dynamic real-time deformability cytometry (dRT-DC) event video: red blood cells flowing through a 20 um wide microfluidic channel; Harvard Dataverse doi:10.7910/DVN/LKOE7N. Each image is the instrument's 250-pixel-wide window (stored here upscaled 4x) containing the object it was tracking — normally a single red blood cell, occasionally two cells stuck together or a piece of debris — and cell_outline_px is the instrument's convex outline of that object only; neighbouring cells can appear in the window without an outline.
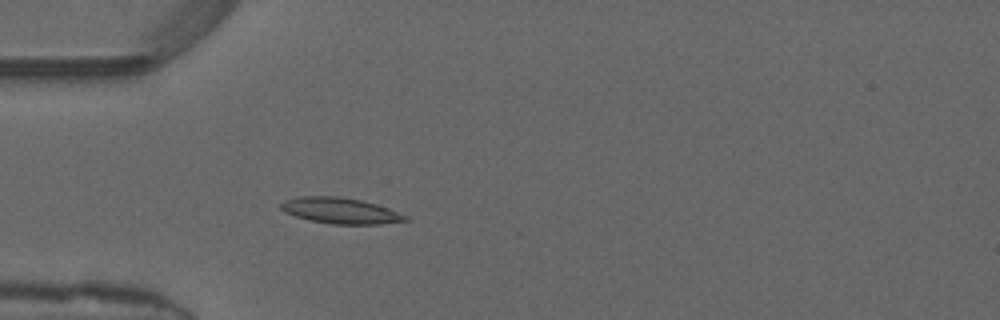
{"species": "common noctule bat (a hibernating species)", "species_latin": "Nyctalus noctula", "temperature_condition": "warm", "stored_images_in_passage": 24, "camera_frame_rate_fps": 3000, "um_per_image_px": 0.085, "animal": {"sex": "male", "forearm_length_mm": 52.5}, "frame": {"image": 1, "passage_image": 15, "time_ms": 4.667, "image_size_px": [1000, 320], "cell_outline_px": [[412, 220], [380, 224], [332, 224], [308, 220], [284, 212], [280, 208], [280, 204], [284, 200], [300, 196], [340, 196], [360, 200], [376, 204], [388, 208], [408, 216]], "centroid_in_image_um": [28.94, 17.91], "position_along_channel_um": 56.1, "area_um2": 18.9}}
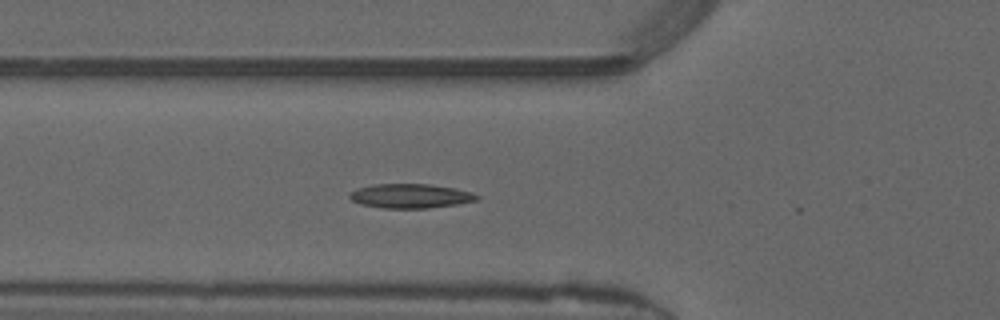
{"frame": {"image": 2, "passage_image": 18, "time_ms": 5.667, "image_size_px": [1000, 320], "cell_outline_px": [[480, 196], [476, 200], [456, 204], [428, 208], [384, 208], [360, 204], [352, 200], [348, 196], [348, 192], [356, 188], [372, 184], [428, 184], [456, 188], [472, 192]], "centroid_in_image_um": [34.84, 16.65], "position_along_channel_um": 91.0, "area_um2": 18.09}}
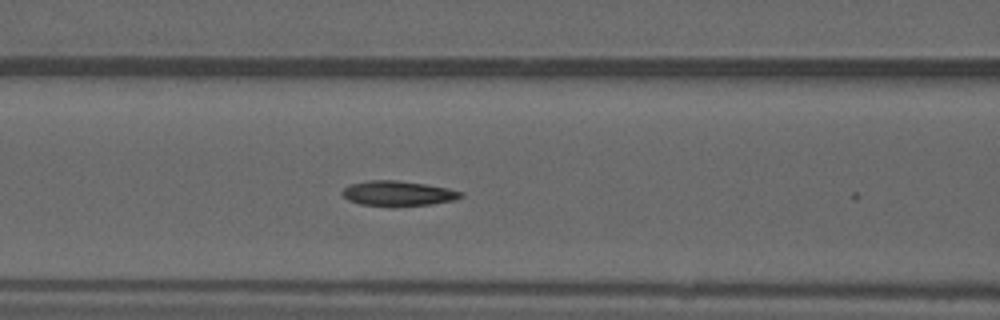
{"frame": {"image": 3, "passage_image": 21, "time_ms": 6.667, "image_size_px": [1000, 320], "cell_outline_px": [[464, 196], [456, 200], [432, 204], [360, 204], [348, 200], [340, 192], [344, 188], [352, 184], [368, 180], [396, 180], [424, 184], [448, 188], [464, 192]], "centroid_in_image_um": [33.87, 16.41], "position_along_channel_um": 132.7, "area_um2": 16.7}}